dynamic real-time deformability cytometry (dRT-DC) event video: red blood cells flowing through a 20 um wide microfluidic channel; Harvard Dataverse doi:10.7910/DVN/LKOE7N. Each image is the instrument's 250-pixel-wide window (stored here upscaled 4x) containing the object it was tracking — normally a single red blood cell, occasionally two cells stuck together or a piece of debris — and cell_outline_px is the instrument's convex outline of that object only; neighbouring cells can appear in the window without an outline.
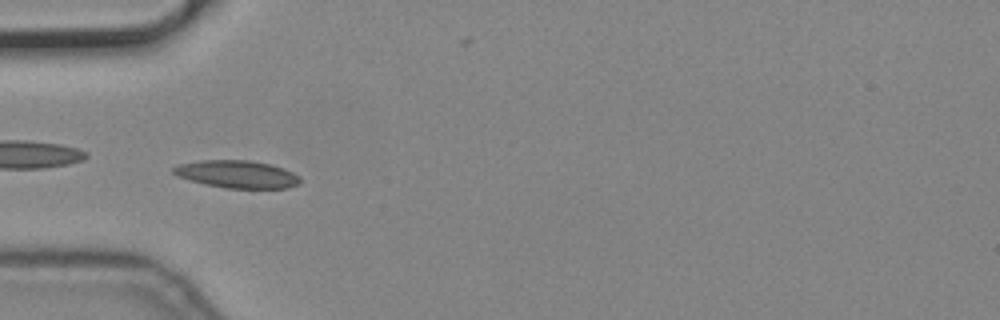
{"species": "common noctule bat (a hibernating species)", "species_latin": "Nyctalus noctula", "temperature_condition": "cold", "stored_images_in_passage": 5, "camera_frame_rate_fps": 3000, "um_per_image_px": 0.085, "animal": {"sex": "male", "body_mass_g": 19.2, "forearm_length_mm": 51.8}, "frame": {"image": 1, "passage_image": 4, "time_ms": 1.0, "image_size_px": [1000, 320], "cell_outline_px": [[300, 184], [288, 188], [224, 188], [204, 184], [188, 180], [176, 176], [172, 172], [172, 168], [180, 164], [200, 160], [248, 160], [268, 164], [284, 168], [300, 176]], "centroid_in_image_um": [20.14, 14.81], "position_along_channel_um": 64.9, "area_um2": 20.46}}